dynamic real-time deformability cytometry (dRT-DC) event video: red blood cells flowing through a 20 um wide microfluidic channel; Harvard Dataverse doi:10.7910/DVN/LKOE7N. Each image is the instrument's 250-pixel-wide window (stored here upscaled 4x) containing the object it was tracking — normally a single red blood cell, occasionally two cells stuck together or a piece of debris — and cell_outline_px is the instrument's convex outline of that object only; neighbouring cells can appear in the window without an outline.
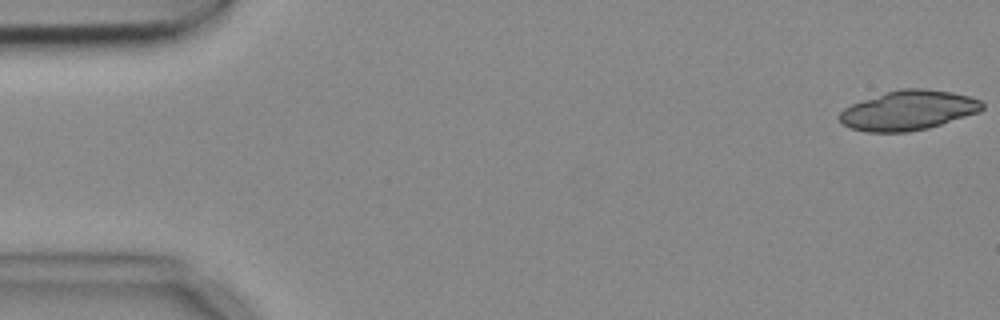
{"species": "common noctule bat (a hibernating species)", "species_latin": "Nyctalus noctula", "temperature_condition": "cold", "stored_images_in_passage": 5, "camera_frame_rate_fps": 3000, "um_per_image_px": 0.085, "animal": {"sex": "female", "body_mass_g": 18.4}, "frame": {"image": 1, "passage_image": 1, "time_ms": 0.0, "image_size_px": [1000, 320], "cell_outline_px": [[984, 108], [980, 112], [928, 128], [908, 132], [864, 132], [852, 128], [844, 124], [840, 120], [840, 112], [844, 108], [852, 104], [900, 88], [924, 88], [952, 92], [968, 96], [980, 100], [984, 104]], "centroid_in_image_um": [77.25, 9.38], "position_along_channel_um": 7.8, "area_um2": 32.71}}